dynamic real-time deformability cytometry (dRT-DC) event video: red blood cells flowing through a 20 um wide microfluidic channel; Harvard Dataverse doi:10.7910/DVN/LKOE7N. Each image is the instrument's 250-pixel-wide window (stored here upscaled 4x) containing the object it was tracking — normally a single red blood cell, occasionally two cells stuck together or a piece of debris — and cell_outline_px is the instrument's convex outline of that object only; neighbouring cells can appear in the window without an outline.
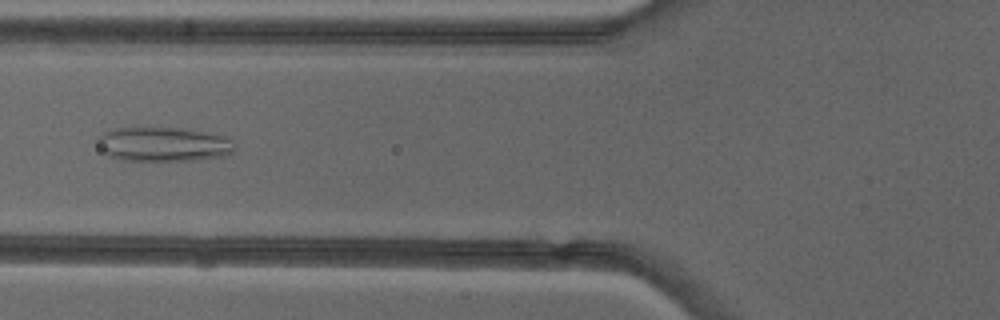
{"species": "common noctule bat (a hibernating species)", "species_latin": "Nyctalus noctula", "temperature_condition": "cold", "stored_images_in_passage": 31, "camera_frame_rate_fps": 3000, "um_per_image_px": 0.085, "animal": {"sex": "female"}, "frame": {"image": 1, "passage_image": 5, "time_ms": 1.333, "image_size_px": [1000, 320], "cell_outline_px": [[236, 148], [228, 156], [196, 160], [124, 160], [108, 156], [96, 136], [104, 132], [116, 128], [180, 128], [232, 136]], "centroid_in_image_um": [14.02, 12.26], "position_along_channel_um": 111.8, "area_um2": 27.57}, "authors_computed_cell_mechanics": {"area_um2": 22.3686, "velocity_mm_per_s": 4.0162, "shape_relaxation_time_tau1_ms": null, "shape_relaxation_time_tau2_ms": 2.0624, "deformation_change_tau1": null, "deformation_change_tau2": 0.1113}}